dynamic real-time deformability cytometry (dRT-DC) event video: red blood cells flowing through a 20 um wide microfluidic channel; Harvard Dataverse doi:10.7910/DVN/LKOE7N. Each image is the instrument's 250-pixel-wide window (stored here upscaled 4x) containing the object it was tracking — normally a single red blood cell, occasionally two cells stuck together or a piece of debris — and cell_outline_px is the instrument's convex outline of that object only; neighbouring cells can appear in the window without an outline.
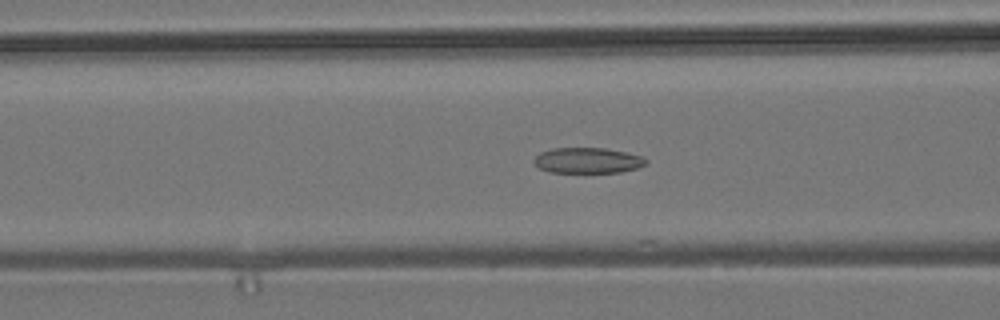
{"species": "common noctule bat (a hibernating species)", "species_latin": "Nyctalus noctula", "temperature_condition": "room temperature", "stored_images_in_passage": 41, "camera_frame_rate_fps": 3000, "um_per_image_px": 0.085, "animal": {"sex": "male", "body_mass_g": 19.2, "forearm_length_mm": 51.8}, "frame": {"image": 1, "passage_image": 8, "time_ms": 2.333, "image_size_px": [1000, 320], "cell_outline_px": [[648, 164], [636, 168], [620, 172], [548, 172], [540, 168], [532, 160], [540, 152], [552, 148], [604, 148], [628, 152], [640, 156], [648, 160]], "centroid_in_image_um": [49.96, 13.63], "position_along_channel_um": 116.6, "area_um2": 16.7}}
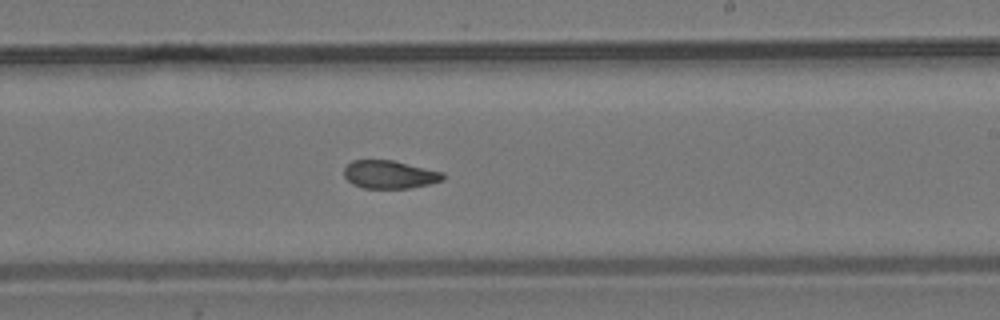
{"frame": {"image": 2, "passage_image": 19, "time_ms": 6.0, "image_size_px": [1000, 320], "cell_outline_px": [[444, 180], [428, 184], [408, 188], [364, 188], [352, 184], [344, 176], [344, 168], [352, 160], [392, 160], [444, 172]], "centroid_in_image_um": [33.11, 14.83], "position_along_channel_um": 255.9, "area_um2": 16.13}}
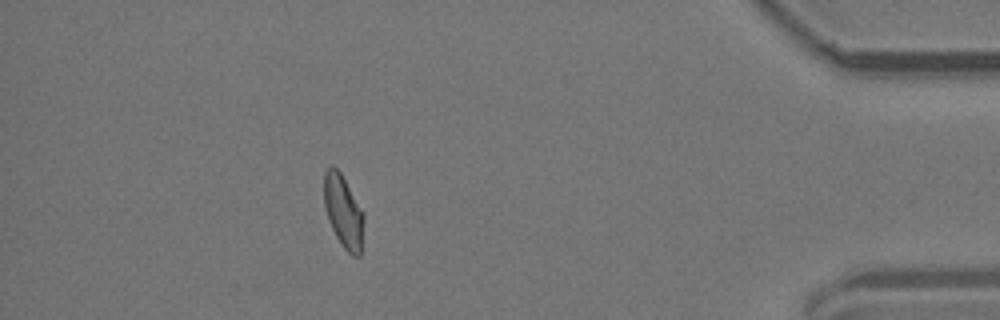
{"frame": {"image": 3, "passage_image": 35, "time_ms": 11.333, "image_size_px": [1000, 320], "cell_outline_px": [[364, 220], [360, 256], [352, 256], [344, 248], [336, 236], [328, 220], [324, 208], [324, 172], [332, 164], [340, 172], [364, 212]], "centroid_in_image_um": [29.18, 17.97], "position_along_channel_um": 406.0, "area_um2": 16.88}, "authors_computed_cell_mechanics": {"area_um2": 16.8776, "velocity_mm_per_s": 3.8075, "shape_relaxation_time_tau1_ms": null, "shape_relaxation_time_tau2_ms": 2.5278, "deformation_change_tau1": null, "deformation_change_tau2": 0.0808}}